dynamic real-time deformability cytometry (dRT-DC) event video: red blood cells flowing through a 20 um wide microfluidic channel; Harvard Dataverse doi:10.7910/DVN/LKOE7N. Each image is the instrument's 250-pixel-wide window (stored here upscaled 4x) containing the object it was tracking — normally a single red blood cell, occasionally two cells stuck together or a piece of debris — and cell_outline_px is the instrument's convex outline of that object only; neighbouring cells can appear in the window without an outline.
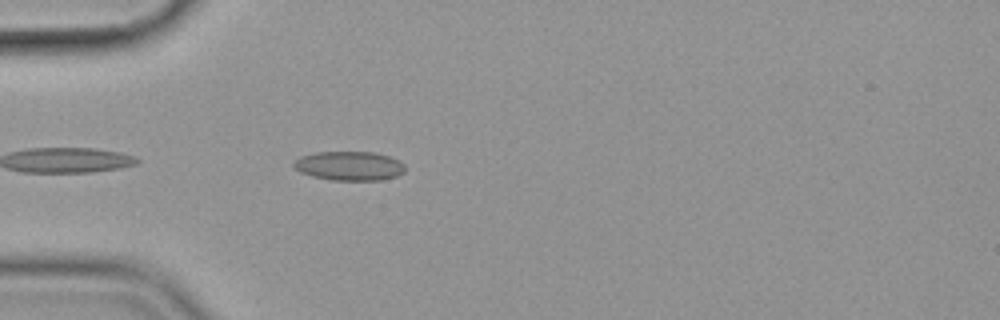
{"species": "common noctule bat (a hibernating species)", "species_latin": "Nyctalus noctula", "temperature_condition": "cold", "stored_images_in_passage": 42, "camera_frame_rate_fps": 3000, "um_per_image_px": 0.085, "animal": {"sex": "female", "body_mass_g": 19.9}, "frame": {"image": 1, "passage_image": 3, "time_ms": 0.667, "image_size_px": [1000, 320], "cell_outline_px": [[404, 172], [396, 176], [380, 180], [332, 180], [312, 176], [300, 172], [292, 164], [300, 156], [316, 152], [376, 152], [400, 160], [404, 164]], "centroid_in_image_um": [29.7, 14.09], "position_along_channel_um": 55.3, "area_um2": 18.9}}
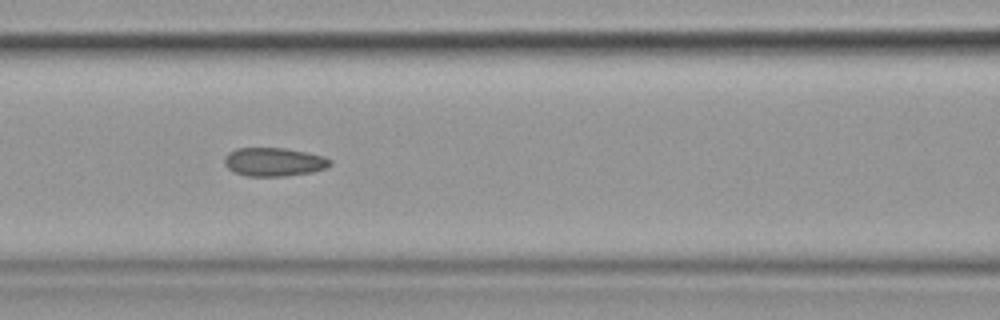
{"frame": {"image": 2, "passage_image": 11, "time_ms": 3.333, "image_size_px": [1000, 320], "cell_outline_px": [[332, 164], [328, 168], [312, 172], [284, 176], [244, 176], [232, 172], [224, 164], [224, 156], [228, 152], [236, 148], [288, 148], [308, 152], [324, 156], [332, 160]], "centroid_in_image_um": [23.29, 13.76], "position_along_channel_um": 143.3, "area_um2": 17.98}}
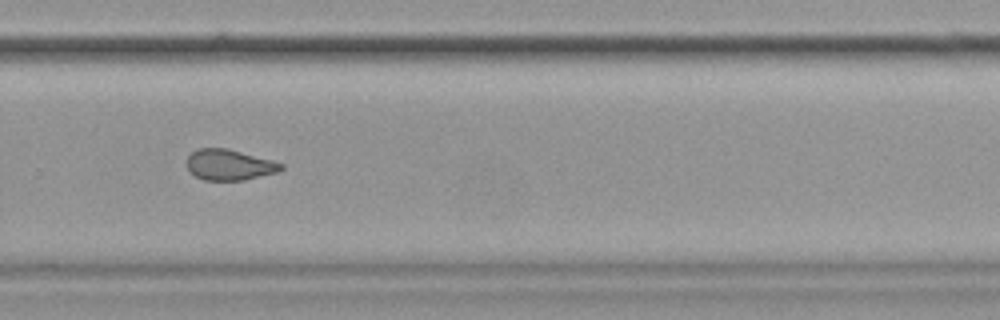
{"frame": {"image": 3, "passage_image": 25, "time_ms": 8.0, "image_size_px": [1000, 320], "cell_outline_px": [[284, 168], [276, 172], [244, 180], [204, 180], [188, 172], [184, 164], [184, 160], [196, 148], [228, 148], [272, 160], [284, 164]], "centroid_in_image_um": [19.42, 14.0], "position_along_channel_um": 310.4, "area_um2": 17.17}, "authors_computed_cell_mechanics": {"area_um2": 17.8891, "velocity_mm_per_s": 3.5987, "shape_relaxation_time_tau1_ms": null, "shape_relaxation_time_tau2_ms": 2.8769, "deformation_change_tau1": null, "deformation_change_tau2": 0.0796}}